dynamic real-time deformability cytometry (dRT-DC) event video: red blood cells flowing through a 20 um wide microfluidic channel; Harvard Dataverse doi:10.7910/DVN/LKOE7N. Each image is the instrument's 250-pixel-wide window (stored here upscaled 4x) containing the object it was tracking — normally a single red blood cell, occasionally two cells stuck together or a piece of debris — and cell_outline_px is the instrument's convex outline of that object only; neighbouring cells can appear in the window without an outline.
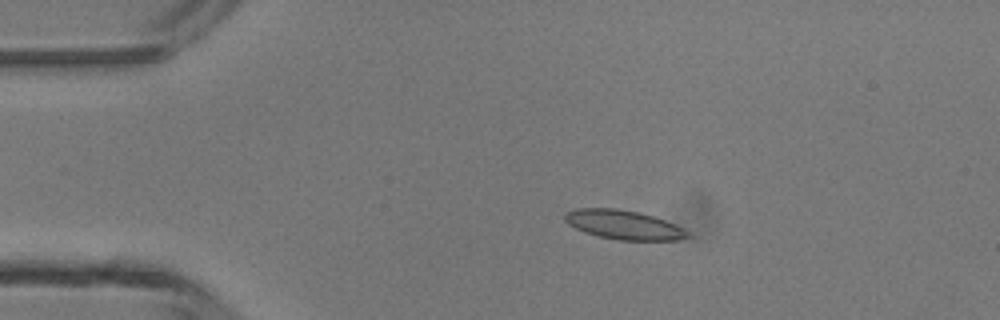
{"species": "common noctule bat (a hibernating species)", "species_latin": "Nyctalus noctula", "temperature_condition": "room temperature", "stored_images_in_passage": 3, "camera_frame_rate_fps": 3000, "um_per_image_px": 0.085, "animal": {"sex": "male", "body_mass_g": 13.3}, "frame": {"image": 1, "passage_image": 2, "time_ms": 1.333, "image_size_px": [1000, 320], "cell_outline_px": [[692, 236], [680, 240], [616, 240], [584, 232], [568, 224], [564, 220], [564, 212], [576, 208], [616, 208], [640, 212], [664, 220], [688, 232]], "centroid_in_image_um": [52.97, 19.1], "position_along_channel_um": 32.0, "area_um2": 20.81}}